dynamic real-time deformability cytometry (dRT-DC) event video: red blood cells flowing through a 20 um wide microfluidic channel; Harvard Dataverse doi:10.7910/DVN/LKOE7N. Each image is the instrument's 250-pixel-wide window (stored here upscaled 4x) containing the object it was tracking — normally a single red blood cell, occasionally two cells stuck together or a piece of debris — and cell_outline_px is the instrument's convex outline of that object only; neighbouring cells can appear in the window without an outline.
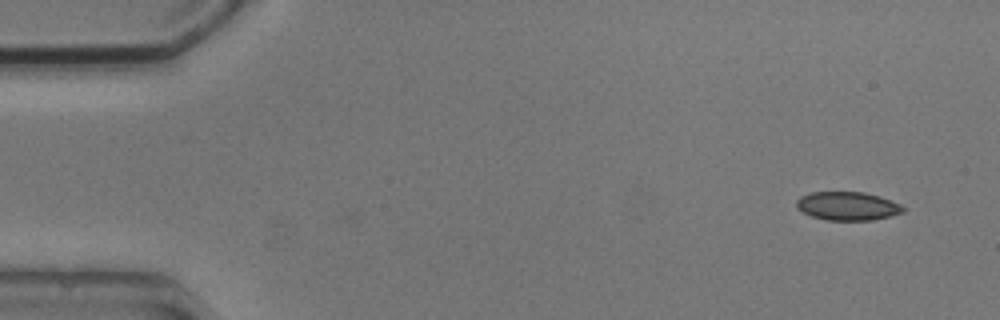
{"species": "common noctule bat (a hibernating species)", "species_latin": "Nyctalus noctula", "temperature_condition": "cold", "stored_images_in_passage": 6, "camera_frame_rate_fps": 3000, "um_per_image_px": 0.085, "animal": {"sex": "male", "body_mass_g": 20.5, "forearm_length_mm": 52.5}, "frame": {"image": 1, "passage_image": 1, "time_ms": 0.0, "image_size_px": [1000, 320], "cell_outline_px": [[908, 208], [904, 212], [872, 220], [824, 220], [812, 216], [796, 208], [796, 200], [800, 196], [812, 192], [864, 192], [880, 196], [900, 204]], "centroid_in_image_um": [72.05, 17.51], "position_along_channel_um": 13.0, "area_um2": 17.8}}
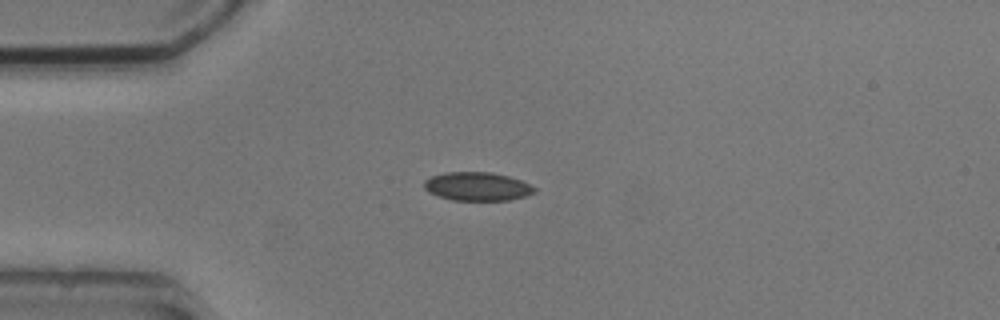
{"frame": {"image": 2, "passage_image": 4, "time_ms": 3.333, "image_size_px": [1000, 320], "cell_outline_px": [[536, 192], [524, 196], [508, 200], [452, 200], [428, 192], [424, 188], [424, 180], [432, 176], [444, 172], [492, 172], [508, 176], [520, 180], [536, 188]], "centroid_in_image_um": [40.55, 15.84], "position_along_channel_um": 44.5, "area_um2": 18.26}}
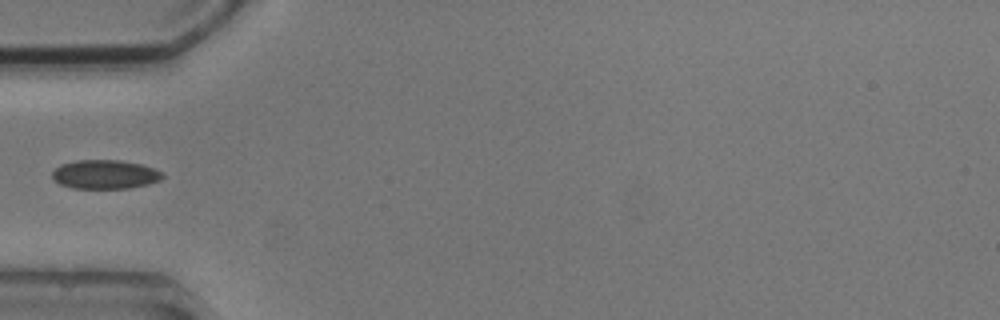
{"frame": {"image": 3, "passage_image": 5, "time_ms": 4.667, "image_size_px": [1000, 320], "cell_outline_px": [[164, 176], [160, 180], [148, 184], [128, 188], [72, 188], [60, 184], [52, 176], [52, 172], [60, 164], [76, 160], [120, 160], [140, 164], [156, 168], [164, 172]], "centroid_in_image_um": [8.96, 14.81], "position_along_channel_um": 76.0, "area_um2": 18.67}}